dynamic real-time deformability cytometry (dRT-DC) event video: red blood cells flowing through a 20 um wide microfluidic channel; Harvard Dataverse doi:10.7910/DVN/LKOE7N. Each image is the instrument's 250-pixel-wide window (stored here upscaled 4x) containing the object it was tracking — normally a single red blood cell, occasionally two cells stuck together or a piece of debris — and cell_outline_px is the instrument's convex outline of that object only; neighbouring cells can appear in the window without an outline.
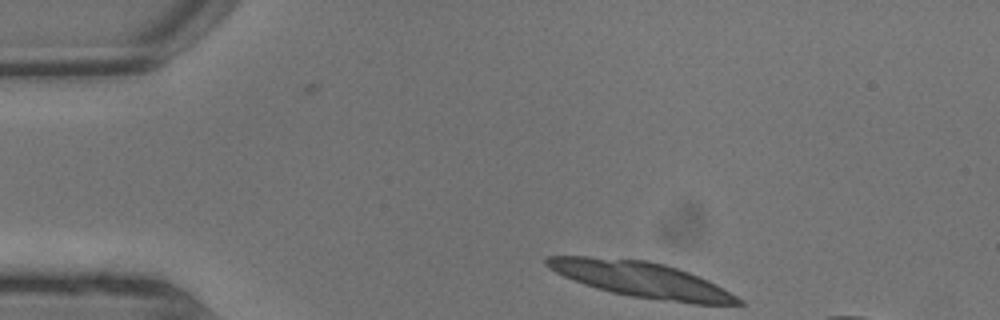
{"species": "common noctule bat (a hibernating species)", "species_latin": "Nyctalus noctula", "temperature_condition": "warm", "stored_images_in_passage": 16, "camera_frame_rate_fps": 3000, "um_per_image_px": 0.085, "animal": {"sex": "male", "body_mass_g": 13.3}, "frame": {"image": 1, "passage_image": 1, "time_ms": 0.0, "image_size_px": [1000, 320], "cell_outline_px": [[744, 304], [692, 304], [628, 296], [596, 288], [584, 284], [564, 276], [548, 268], [544, 264], [544, 260], [548, 256], [588, 256], [648, 260], [664, 264], [688, 272], [708, 280], [716, 284], [744, 300]], "centroid_in_image_um": [54.51, 23.76], "position_along_channel_um": 30.5, "area_um2": 39.54}}
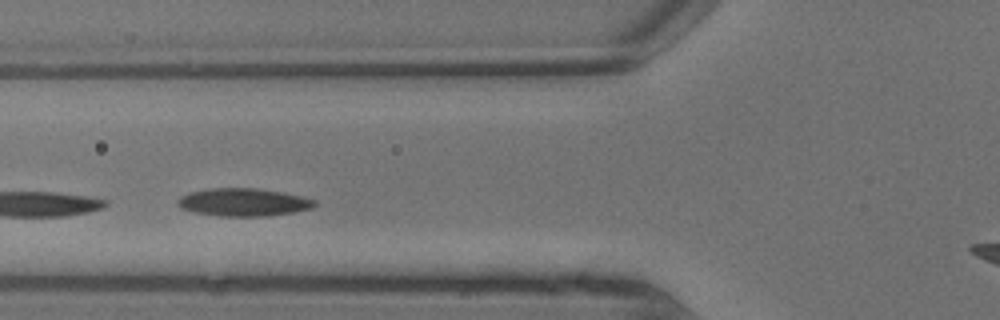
{"frame": {"image": 2, "passage_image": 5, "time_ms": 1.333, "image_size_px": [1000, 320], "cell_outline_px": [[316, 204], [312, 208], [292, 212], [268, 216], [220, 216], [196, 212], [180, 208], [176, 204], [176, 200], [180, 196], [188, 192], [212, 188], [256, 188], [304, 196], [316, 200]], "centroid_in_image_um": [20.67, 17.18], "position_along_channel_um": 105.1, "area_um2": 22.25}}
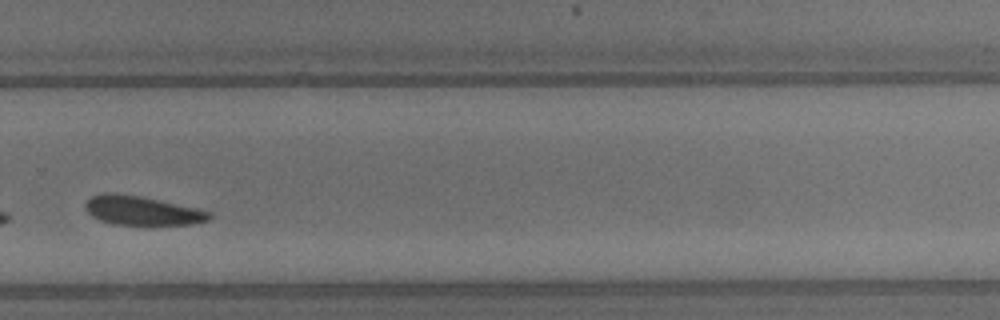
{"frame": {"image": 3, "passage_image": 11, "time_ms": 3.333, "image_size_px": [1000, 320], "cell_outline_px": [[212, 216], [208, 220], [192, 224], [112, 224], [100, 220], [92, 216], [84, 208], [84, 204], [92, 196], [100, 192], [116, 192], [140, 196], [160, 200], [196, 208], [212, 212]], "centroid_in_image_um": [12.03, 17.88], "position_along_channel_um": 317.8, "area_um2": 20.98}}